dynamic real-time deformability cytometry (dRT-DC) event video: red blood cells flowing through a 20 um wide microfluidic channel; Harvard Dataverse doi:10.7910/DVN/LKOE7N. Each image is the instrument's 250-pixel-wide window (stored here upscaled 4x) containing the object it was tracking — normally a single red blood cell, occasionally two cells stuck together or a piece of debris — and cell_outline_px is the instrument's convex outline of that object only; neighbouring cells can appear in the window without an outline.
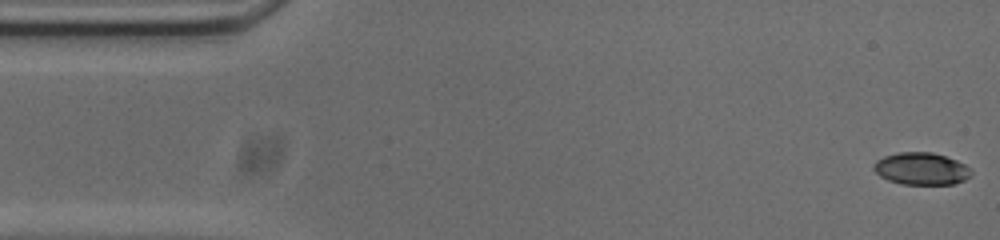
{"species": "common noctule bat (a hibernating species)", "species_latin": "Nyctalus noctula", "temperature_condition": "cold", "stored_images_in_passage": 53, "camera_frame_rate_fps": 3000, "um_per_image_px": 0.085, "animal": {"sex": "male", "body_mass_g": 20.0, "forearm_length_mm": 53.3}, "frame": {"image": 1, "passage_image": 1, "time_ms": 0.0, "image_size_px": [1000, 240], "cell_outline_px": [[972, 176], [964, 180], [952, 184], [900, 184], [888, 180], [880, 176], [872, 168], [872, 164], [876, 160], [884, 156], [900, 152], [932, 152], [956, 160], [964, 164], [972, 172]], "centroid_in_image_um": [78.28, 14.34], "position_along_channel_um": 6.7, "area_um2": 18.32}}
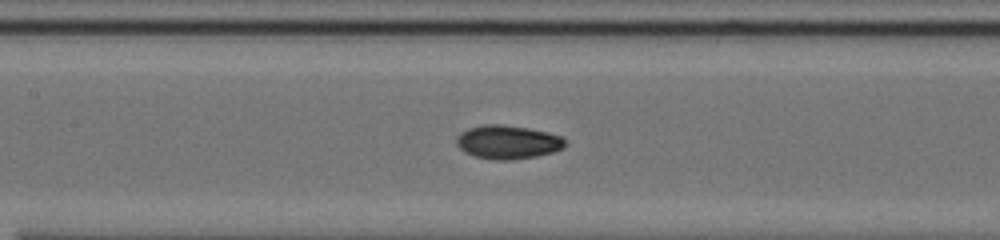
{"frame": {"image": 2, "passage_image": 23, "time_ms": 7.333, "image_size_px": [1000, 240], "cell_outline_px": [[568, 144], [564, 148], [552, 152], [536, 156], [512, 160], [496, 160], [476, 156], [464, 152], [456, 144], [456, 136], [460, 132], [468, 128], [484, 124], [500, 124], [528, 128], [548, 132], [560, 136]], "centroid_in_image_um": [43.15, 12.07], "position_along_channel_um": 164.3, "area_um2": 21.39}}
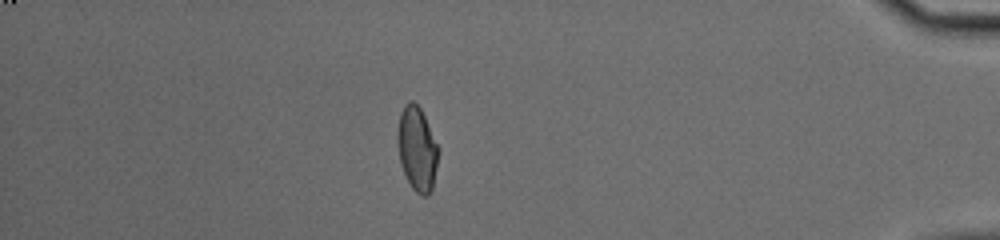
{"frame": {"image": 3, "passage_image": 46, "time_ms": 15.0, "image_size_px": [1000, 240], "cell_outline_px": [[440, 152], [432, 192], [428, 196], [420, 196], [412, 188], [400, 164], [396, 140], [396, 132], [400, 112], [404, 104], [408, 100], [412, 100], [420, 108], [440, 148]], "centroid_in_image_um": [35.45, 12.66], "position_along_channel_um": 399.7, "area_um2": 20.63}, "authors_computed_cell_mechanics": {"area_um2": 19.941, "velocity_mm_per_s": 3.7455, "shape_relaxation_time_tau1_ms": null, "shape_relaxation_time_tau2_ms": 2.8595, "deformation_change_tau1": null, "deformation_change_tau2": 0.0657}}